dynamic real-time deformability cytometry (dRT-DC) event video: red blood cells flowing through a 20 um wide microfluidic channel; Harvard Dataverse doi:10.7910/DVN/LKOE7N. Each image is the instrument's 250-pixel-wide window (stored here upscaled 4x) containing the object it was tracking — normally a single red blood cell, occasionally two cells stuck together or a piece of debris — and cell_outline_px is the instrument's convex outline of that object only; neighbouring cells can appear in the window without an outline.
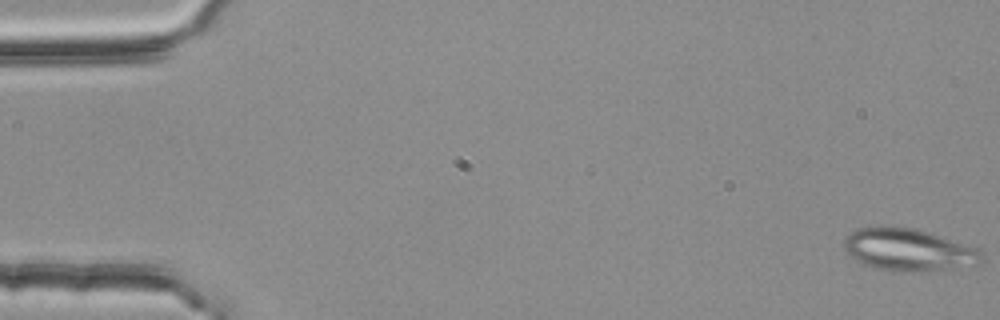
{"species": "common noctule bat (a hibernating species)", "species_latin": "Nyctalus noctula", "temperature_condition": "room temperature", "stored_images_in_passage": 53, "camera_frame_rate_fps": 3000, "um_per_image_px": 0.085, "animal": {"sex": "female", "body_mass_g": 25.1}, "frame": {"image": 1, "passage_image": 1, "time_ms": 0.0, "image_size_px": [1000, 320], "cell_outline_px": [[984, 260], [976, 264], [948, 268], [876, 268], [864, 264], [856, 260], [844, 248], [844, 240], [852, 232], [860, 228], [880, 224], [892, 224], [916, 228], [980, 248], [984, 252]], "centroid_in_image_um": [77.24, 21.13], "position_along_channel_um": 7.8, "area_um2": 33.12}}
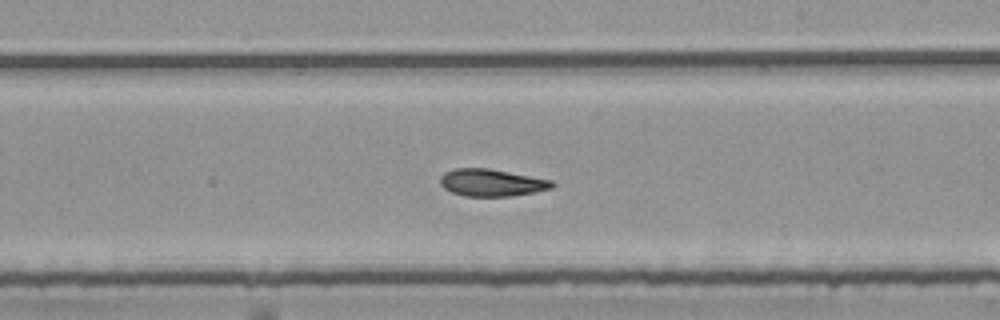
{"frame": {"image": 2, "passage_image": 32, "time_ms": 10.333, "image_size_px": [1000, 320], "cell_outline_px": [[556, 184], [552, 188], [512, 196], [464, 196], [452, 192], [444, 188], [440, 184], [440, 176], [444, 172], [456, 168], [488, 168], [552, 180]], "centroid_in_image_um": [41.77, 15.52], "position_along_channel_um": 247.2, "area_um2": 17.69}}
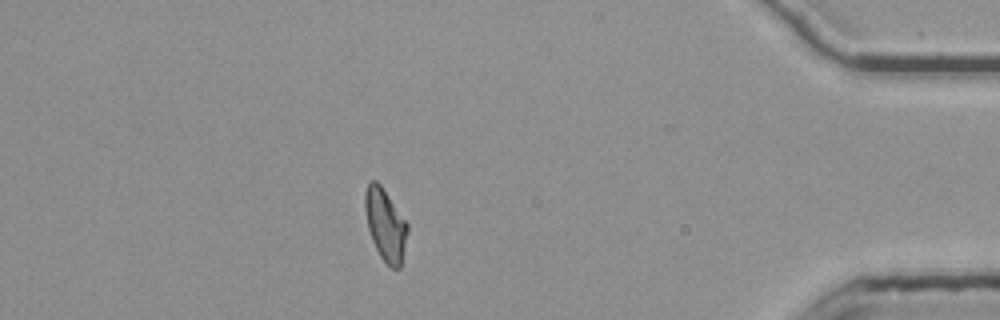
{"frame": {"image": 3, "passage_image": 48, "time_ms": 15.667, "image_size_px": [1000, 320], "cell_outline_px": [[408, 232], [400, 268], [392, 268], [380, 256], [372, 240], [368, 228], [364, 208], [364, 192], [368, 180], [376, 180], [380, 184], [408, 224]], "centroid_in_image_um": [32.73, 19.06], "position_along_channel_um": 402.5, "area_um2": 17.74}, "authors_computed_cell_mechanics": {"area_um2": 18.1492, "velocity_mm_per_s": 3.7884, "shape_relaxation_time_tau1_ms": null, "shape_relaxation_time_tau2_ms": 4.9419, "deformation_change_tau1": null, "deformation_change_tau2": 0.1249}}